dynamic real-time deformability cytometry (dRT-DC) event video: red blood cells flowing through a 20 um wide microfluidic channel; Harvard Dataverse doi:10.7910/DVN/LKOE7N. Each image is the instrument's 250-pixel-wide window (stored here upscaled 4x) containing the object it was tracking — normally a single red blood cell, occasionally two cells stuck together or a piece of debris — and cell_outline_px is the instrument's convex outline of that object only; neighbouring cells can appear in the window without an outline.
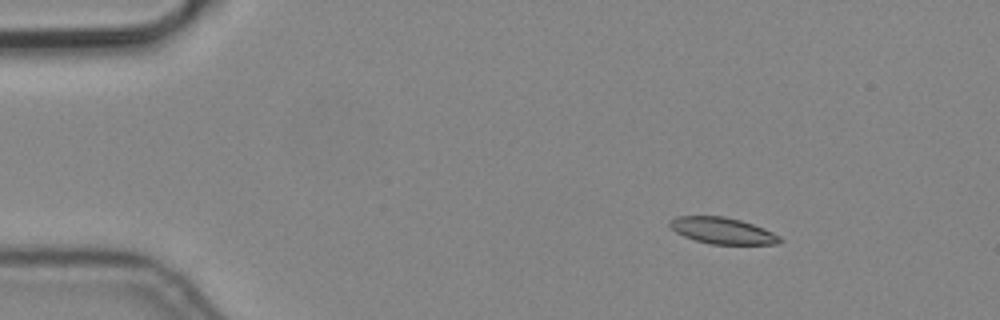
{"species": "common noctule bat (a hibernating species)", "species_latin": "Nyctalus noctula", "temperature_condition": "cold", "stored_images_in_passage": 13, "camera_frame_rate_fps": 3000, "um_per_image_px": 0.085, "animal": {"sex": "male", "body_mass_g": 19.2, "forearm_length_mm": 51.8}, "frame": {"image": 1, "passage_image": 2, "time_ms": 0.333, "image_size_px": [1000, 320], "cell_outline_px": [[784, 240], [776, 244], [712, 244], [696, 240], [684, 236], [676, 232], [668, 224], [668, 220], [676, 216], [724, 216], [740, 220], [764, 228], [780, 236]], "centroid_in_image_um": [61.4, 19.6], "position_along_channel_um": 23.6, "area_um2": 16.88}}
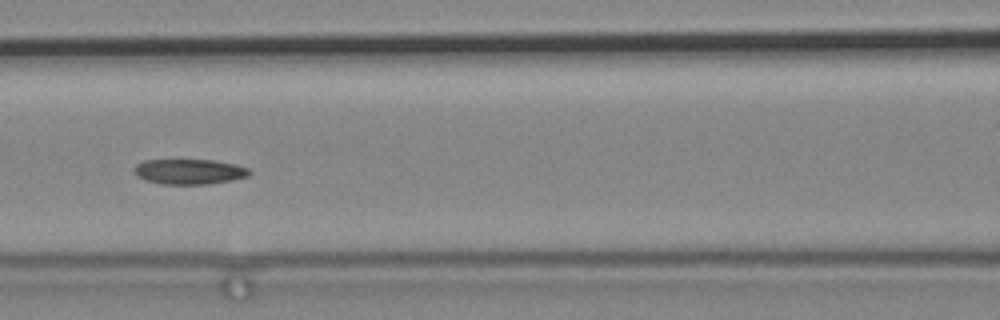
{"frame": {"image": 2, "passage_image": 6, "time_ms": 1.667, "image_size_px": [1000, 320], "cell_outline_px": [[252, 172], [248, 176], [232, 180], [208, 184], [160, 184], [144, 180], [136, 176], [132, 172], [136, 164], [144, 160], [212, 160], [236, 164], [248, 168]], "centroid_in_image_um": [16.06, 14.59], "position_along_channel_um": 150.5, "area_um2": 17.11}}
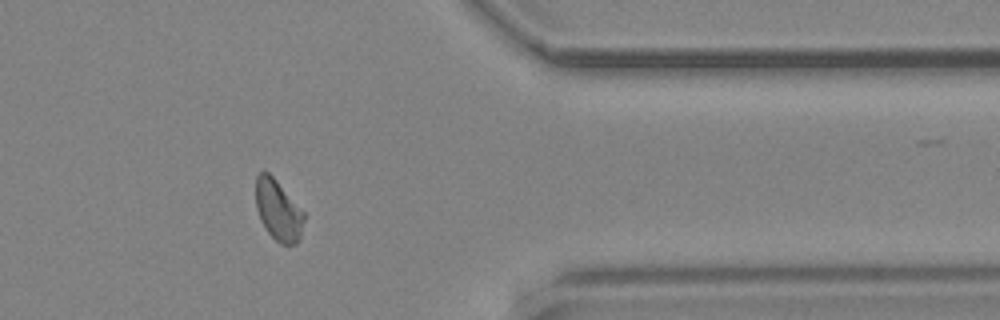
{"frame": {"image": 3, "passage_image": 12, "time_ms": 3.667, "image_size_px": [1000, 320], "cell_outline_px": [[304, 220], [300, 240], [296, 244], [280, 244], [268, 232], [260, 220], [256, 208], [256, 176], [260, 172], [268, 172], [276, 180], [304, 212]], "centroid_in_image_um": [23.65, 17.89], "position_along_channel_um": 387.8, "area_um2": 16.94}}